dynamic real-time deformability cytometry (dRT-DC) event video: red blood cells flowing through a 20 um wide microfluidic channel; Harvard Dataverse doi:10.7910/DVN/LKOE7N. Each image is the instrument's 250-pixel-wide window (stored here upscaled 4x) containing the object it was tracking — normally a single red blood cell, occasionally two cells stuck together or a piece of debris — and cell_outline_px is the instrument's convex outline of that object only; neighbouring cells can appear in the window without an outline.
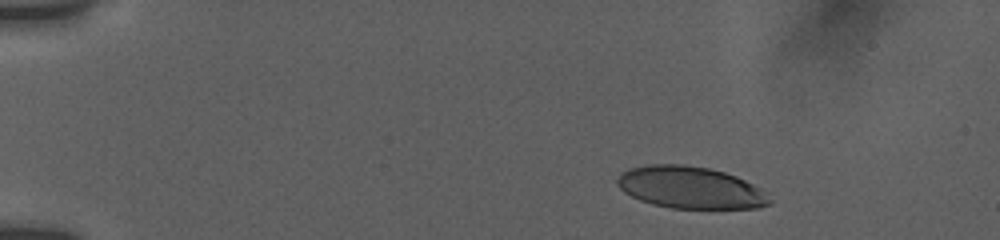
{"species": "human", "species_latin": "Homo sapiens", "temperature_condition": "room temperature", "stored_images_in_passage": 73, "camera_frame_rate_fps": 3000, "um_per_image_px": 0.085, "donor": {"sex": "female"}, "frame": {"image": 1, "passage_image": 1, "time_ms": 0.0, "image_size_px": [1000, 240], "cell_outline_px": [[772, 204], [760, 208], [672, 208], [652, 204], [640, 200], [624, 192], [616, 184], [616, 180], [628, 168], [648, 164], [684, 164], [708, 168], [724, 172], [736, 176], [768, 192], [772, 200]], "centroid_in_image_um": [58.71, 15.94], "position_along_channel_um": 26.3, "area_um2": 37.45}}
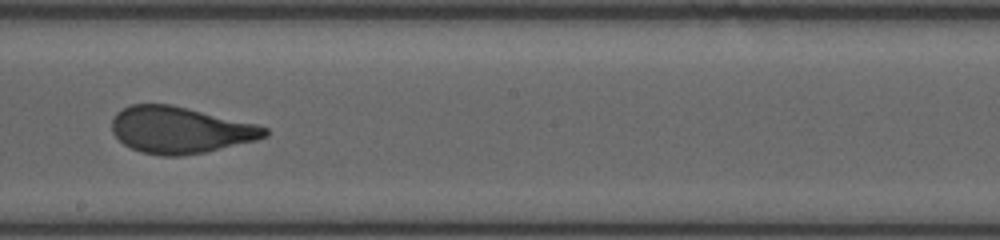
{"frame": {"image": 2, "passage_image": 36, "time_ms": 8.0, "image_size_px": [1000, 240], "cell_outline_px": [[268, 136], [256, 140], [204, 152], [180, 156], [160, 156], [140, 152], [124, 144], [112, 132], [112, 116], [116, 112], [132, 104], [172, 104], [256, 124], [268, 128]], "centroid_in_image_um": [15.29, 11.05], "position_along_channel_um": 232.9, "area_um2": 41.44}}
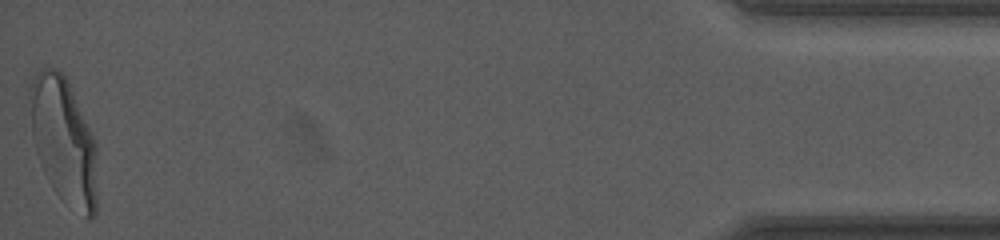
{"frame": {"image": 3, "passage_image": 72, "time_ms": 15.333, "image_size_px": [1000, 240], "cell_outline_px": [[96, 212], [92, 216], [88, 216], [44, 172], [40, 164], [36, 152], [32, 136], [28, 96], [28, 88], [40, 68], [56, 68], [64, 76], [96, 140]], "centroid_in_image_um": [5.38, 11.76], "position_along_channel_um": 429.8, "area_um2": 47.28}, "authors_computed_cell_mechanics": {"area_um2": 42.0784, "velocity_mm_per_s": 3.8126, "shape_relaxation_time_tau1_ms": 6.8391, "shape_relaxation_time_tau2_ms": 0.723, "deformation_change_tau1": 0.2391, "deformation_change_tau2": 0.0843}}